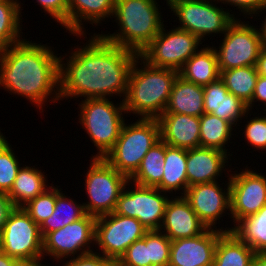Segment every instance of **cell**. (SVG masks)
Instances as JSON below:
<instances>
[{
    "label": "cell",
    "mask_w": 266,
    "mask_h": 266,
    "mask_svg": "<svg viewBox=\"0 0 266 266\" xmlns=\"http://www.w3.org/2000/svg\"><path fill=\"white\" fill-rule=\"evenodd\" d=\"M83 46H74L70 54L59 56V95L69 98L122 97L127 93L131 68L137 52L108 42L93 34ZM68 56V57H66ZM66 62H65V61Z\"/></svg>",
    "instance_id": "cell-1"
},
{
    "label": "cell",
    "mask_w": 266,
    "mask_h": 266,
    "mask_svg": "<svg viewBox=\"0 0 266 266\" xmlns=\"http://www.w3.org/2000/svg\"><path fill=\"white\" fill-rule=\"evenodd\" d=\"M52 49L23 39L0 52V89L26 98L40 113L47 102L60 101L59 56Z\"/></svg>",
    "instance_id": "cell-2"
},
{
    "label": "cell",
    "mask_w": 266,
    "mask_h": 266,
    "mask_svg": "<svg viewBox=\"0 0 266 266\" xmlns=\"http://www.w3.org/2000/svg\"><path fill=\"white\" fill-rule=\"evenodd\" d=\"M178 75L176 70L151 66L138 56L131 68L123 100L126 113L144 119L160 117Z\"/></svg>",
    "instance_id": "cell-3"
},
{
    "label": "cell",
    "mask_w": 266,
    "mask_h": 266,
    "mask_svg": "<svg viewBox=\"0 0 266 266\" xmlns=\"http://www.w3.org/2000/svg\"><path fill=\"white\" fill-rule=\"evenodd\" d=\"M157 0H115L112 18L118 31L99 34L108 42L138 54L157 36L163 26Z\"/></svg>",
    "instance_id": "cell-4"
},
{
    "label": "cell",
    "mask_w": 266,
    "mask_h": 266,
    "mask_svg": "<svg viewBox=\"0 0 266 266\" xmlns=\"http://www.w3.org/2000/svg\"><path fill=\"white\" fill-rule=\"evenodd\" d=\"M109 98L82 99L78 104V122L94 143L97 154L92 158H104L114 147L127 119L124 102L114 104ZM124 113V114H123ZM124 115V116H123Z\"/></svg>",
    "instance_id": "cell-5"
},
{
    "label": "cell",
    "mask_w": 266,
    "mask_h": 266,
    "mask_svg": "<svg viewBox=\"0 0 266 266\" xmlns=\"http://www.w3.org/2000/svg\"><path fill=\"white\" fill-rule=\"evenodd\" d=\"M124 123L114 147L104 159L118 172L130 178L140 167L147 152L160 141L157 119H135Z\"/></svg>",
    "instance_id": "cell-6"
},
{
    "label": "cell",
    "mask_w": 266,
    "mask_h": 266,
    "mask_svg": "<svg viewBox=\"0 0 266 266\" xmlns=\"http://www.w3.org/2000/svg\"><path fill=\"white\" fill-rule=\"evenodd\" d=\"M85 183V212L99 217L114 212L117 200L129 178L118 172L104 158H90Z\"/></svg>",
    "instance_id": "cell-7"
},
{
    "label": "cell",
    "mask_w": 266,
    "mask_h": 266,
    "mask_svg": "<svg viewBox=\"0 0 266 266\" xmlns=\"http://www.w3.org/2000/svg\"><path fill=\"white\" fill-rule=\"evenodd\" d=\"M218 3L216 0H185L175 3L169 8L173 11L172 15L177 16L174 22L177 19L179 21V25L174 27L196 35L201 41H205L204 38L209 35H223L237 17L229 8L227 10L221 4L220 7L217 6Z\"/></svg>",
    "instance_id": "cell-8"
},
{
    "label": "cell",
    "mask_w": 266,
    "mask_h": 266,
    "mask_svg": "<svg viewBox=\"0 0 266 266\" xmlns=\"http://www.w3.org/2000/svg\"><path fill=\"white\" fill-rule=\"evenodd\" d=\"M239 19L236 18L224 35H219L224 36L219 47H213L219 71L256 66L260 52L265 45L258 26L249 24L248 20L243 22L241 18Z\"/></svg>",
    "instance_id": "cell-9"
},
{
    "label": "cell",
    "mask_w": 266,
    "mask_h": 266,
    "mask_svg": "<svg viewBox=\"0 0 266 266\" xmlns=\"http://www.w3.org/2000/svg\"><path fill=\"white\" fill-rule=\"evenodd\" d=\"M164 27L165 24L139 56L151 66L179 72L204 41L186 30L173 26L168 31Z\"/></svg>",
    "instance_id": "cell-10"
},
{
    "label": "cell",
    "mask_w": 266,
    "mask_h": 266,
    "mask_svg": "<svg viewBox=\"0 0 266 266\" xmlns=\"http://www.w3.org/2000/svg\"><path fill=\"white\" fill-rule=\"evenodd\" d=\"M169 196L172 195L158 188L141 186L129 180L117 200L114 213L136 218L148 231L159 230Z\"/></svg>",
    "instance_id": "cell-11"
},
{
    "label": "cell",
    "mask_w": 266,
    "mask_h": 266,
    "mask_svg": "<svg viewBox=\"0 0 266 266\" xmlns=\"http://www.w3.org/2000/svg\"><path fill=\"white\" fill-rule=\"evenodd\" d=\"M95 222L96 217L86 213L81 219L47 233L43 237L44 258L50 256L56 263H62L70 256L73 258L94 252Z\"/></svg>",
    "instance_id": "cell-12"
},
{
    "label": "cell",
    "mask_w": 266,
    "mask_h": 266,
    "mask_svg": "<svg viewBox=\"0 0 266 266\" xmlns=\"http://www.w3.org/2000/svg\"><path fill=\"white\" fill-rule=\"evenodd\" d=\"M148 230L136 218L111 214L96 218L94 245L96 252L106 258L118 261L126 249ZM100 248V249H99Z\"/></svg>",
    "instance_id": "cell-13"
},
{
    "label": "cell",
    "mask_w": 266,
    "mask_h": 266,
    "mask_svg": "<svg viewBox=\"0 0 266 266\" xmlns=\"http://www.w3.org/2000/svg\"><path fill=\"white\" fill-rule=\"evenodd\" d=\"M0 250L13 258H44L40 227L22 207H15L0 233Z\"/></svg>",
    "instance_id": "cell-14"
},
{
    "label": "cell",
    "mask_w": 266,
    "mask_h": 266,
    "mask_svg": "<svg viewBox=\"0 0 266 266\" xmlns=\"http://www.w3.org/2000/svg\"><path fill=\"white\" fill-rule=\"evenodd\" d=\"M227 170L228 181H225L227 187L225 189L220 186L218 181L211 183H202L190 186L187 188L184 198L189 202L193 211L198 216L199 220L207 227L211 229H219L223 232L233 231L231 227H219L217 228V220L221 219L223 222V216L230 215V181L229 172ZM227 212V213H226Z\"/></svg>",
    "instance_id": "cell-15"
},
{
    "label": "cell",
    "mask_w": 266,
    "mask_h": 266,
    "mask_svg": "<svg viewBox=\"0 0 266 266\" xmlns=\"http://www.w3.org/2000/svg\"><path fill=\"white\" fill-rule=\"evenodd\" d=\"M249 168V169H248ZM230 219L235 226L243 218L257 213L266 204V176L247 167L230 171Z\"/></svg>",
    "instance_id": "cell-16"
},
{
    "label": "cell",
    "mask_w": 266,
    "mask_h": 266,
    "mask_svg": "<svg viewBox=\"0 0 266 266\" xmlns=\"http://www.w3.org/2000/svg\"><path fill=\"white\" fill-rule=\"evenodd\" d=\"M222 233L207 228L200 235L172 240L168 266H213L216 244Z\"/></svg>",
    "instance_id": "cell-17"
},
{
    "label": "cell",
    "mask_w": 266,
    "mask_h": 266,
    "mask_svg": "<svg viewBox=\"0 0 266 266\" xmlns=\"http://www.w3.org/2000/svg\"><path fill=\"white\" fill-rule=\"evenodd\" d=\"M233 154L215 148L197 147L187 149L186 173L188 187L218 181L226 172ZM229 156V157H228ZM227 165V166H226ZM227 167V168H226Z\"/></svg>",
    "instance_id": "cell-18"
},
{
    "label": "cell",
    "mask_w": 266,
    "mask_h": 266,
    "mask_svg": "<svg viewBox=\"0 0 266 266\" xmlns=\"http://www.w3.org/2000/svg\"><path fill=\"white\" fill-rule=\"evenodd\" d=\"M206 229L184 196L174 195L168 200L159 230L171 241L200 235Z\"/></svg>",
    "instance_id": "cell-19"
},
{
    "label": "cell",
    "mask_w": 266,
    "mask_h": 266,
    "mask_svg": "<svg viewBox=\"0 0 266 266\" xmlns=\"http://www.w3.org/2000/svg\"><path fill=\"white\" fill-rule=\"evenodd\" d=\"M204 89V113H210L230 122L235 128L243 118L249 119L248 106L239 98L229 93L224 82L219 78L209 83ZM240 122V123H239ZM237 125V126H236Z\"/></svg>",
    "instance_id": "cell-20"
},
{
    "label": "cell",
    "mask_w": 266,
    "mask_h": 266,
    "mask_svg": "<svg viewBox=\"0 0 266 266\" xmlns=\"http://www.w3.org/2000/svg\"><path fill=\"white\" fill-rule=\"evenodd\" d=\"M160 140L172 147H200V117L185 114H162L157 118Z\"/></svg>",
    "instance_id": "cell-21"
},
{
    "label": "cell",
    "mask_w": 266,
    "mask_h": 266,
    "mask_svg": "<svg viewBox=\"0 0 266 266\" xmlns=\"http://www.w3.org/2000/svg\"><path fill=\"white\" fill-rule=\"evenodd\" d=\"M115 0H69L67 11V31L70 35L82 38L86 35L85 24L99 26L112 18ZM86 22V23H84ZM99 24V25H98Z\"/></svg>",
    "instance_id": "cell-22"
},
{
    "label": "cell",
    "mask_w": 266,
    "mask_h": 266,
    "mask_svg": "<svg viewBox=\"0 0 266 266\" xmlns=\"http://www.w3.org/2000/svg\"><path fill=\"white\" fill-rule=\"evenodd\" d=\"M204 113L203 86L185 81L179 75L175 79L163 114H185L200 117Z\"/></svg>",
    "instance_id": "cell-23"
},
{
    "label": "cell",
    "mask_w": 266,
    "mask_h": 266,
    "mask_svg": "<svg viewBox=\"0 0 266 266\" xmlns=\"http://www.w3.org/2000/svg\"><path fill=\"white\" fill-rule=\"evenodd\" d=\"M207 46V47H206ZM179 76L185 81L206 86L220 78L218 61L213 45H205L184 64Z\"/></svg>",
    "instance_id": "cell-24"
},
{
    "label": "cell",
    "mask_w": 266,
    "mask_h": 266,
    "mask_svg": "<svg viewBox=\"0 0 266 266\" xmlns=\"http://www.w3.org/2000/svg\"><path fill=\"white\" fill-rule=\"evenodd\" d=\"M44 173L34 165L33 167L25 165L19 169L14 184L7 194L15 207L24 206L51 187L47 184L48 178Z\"/></svg>",
    "instance_id": "cell-25"
},
{
    "label": "cell",
    "mask_w": 266,
    "mask_h": 266,
    "mask_svg": "<svg viewBox=\"0 0 266 266\" xmlns=\"http://www.w3.org/2000/svg\"><path fill=\"white\" fill-rule=\"evenodd\" d=\"M186 161L187 149L166 144L162 181L157 188L162 192L172 194V196L181 190L179 196L180 194L183 196L188 188Z\"/></svg>",
    "instance_id": "cell-26"
},
{
    "label": "cell",
    "mask_w": 266,
    "mask_h": 266,
    "mask_svg": "<svg viewBox=\"0 0 266 266\" xmlns=\"http://www.w3.org/2000/svg\"><path fill=\"white\" fill-rule=\"evenodd\" d=\"M255 254L233 231L223 232L216 244L213 266H250Z\"/></svg>",
    "instance_id": "cell-27"
},
{
    "label": "cell",
    "mask_w": 266,
    "mask_h": 266,
    "mask_svg": "<svg viewBox=\"0 0 266 266\" xmlns=\"http://www.w3.org/2000/svg\"><path fill=\"white\" fill-rule=\"evenodd\" d=\"M233 127L225 119L210 113H203L200 116V147L215 148L229 154L227 146H230L228 143H233L230 142V138H233V131H236Z\"/></svg>",
    "instance_id": "cell-28"
},
{
    "label": "cell",
    "mask_w": 266,
    "mask_h": 266,
    "mask_svg": "<svg viewBox=\"0 0 266 266\" xmlns=\"http://www.w3.org/2000/svg\"><path fill=\"white\" fill-rule=\"evenodd\" d=\"M21 4L19 0H0V52L23 40Z\"/></svg>",
    "instance_id": "cell-29"
},
{
    "label": "cell",
    "mask_w": 266,
    "mask_h": 266,
    "mask_svg": "<svg viewBox=\"0 0 266 266\" xmlns=\"http://www.w3.org/2000/svg\"><path fill=\"white\" fill-rule=\"evenodd\" d=\"M165 154L166 143L160 140L147 152L129 180L141 186L157 188L162 181Z\"/></svg>",
    "instance_id": "cell-30"
},
{
    "label": "cell",
    "mask_w": 266,
    "mask_h": 266,
    "mask_svg": "<svg viewBox=\"0 0 266 266\" xmlns=\"http://www.w3.org/2000/svg\"><path fill=\"white\" fill-rule=\"evenodd\" d=\"M66 196L63 191L56 197L55 210L53 214L44 220L40 227L42 237L47 233L65 227L69 223L81 219L85 214L83 203Z\"/></svg>",
    "instance_id": "cell-31"
},
{
    "label": "cell",
    "mask_w": 266,
    "mask_h": 266,
    "mask_svg": "<svg viewBox=\"0 0 266 266\" xmlns=\"http://www.w3.org/2000/svg\"><path fill=\"white\" fill-rule=\"evenodd\" d=\"M220 79L229 93L233 94L246 105L252 101L258 79L256 66H245L220 71Z\"/></svg>",
    "instance_id": "cell-32"
},
{
    "label": "cell",
    "mask_w": 266,
    "mask_h": 266,
    "mask_svg": "<svg viewBox=\"0 0 266 266\" xmlns=\"http://www.w3.org/2000/svg\"><path fill=\"white\" fill-rule=\"evenodd\" d=\"M233 232L255 253H266V204L233 226Z\"/></svg>",
    "instance_id": "cell-33"
},
{
    "label": "cell",
    "mask_w": 266,
    "mask_h": 266,
    "mask_svg": "<svg viewBox=\"0 0 266 266\" xmlns=\"http://www.w3.org/2000/svg\"><path fill=\"white\" fill-rule=\"evenodd\" d=\"M0 130V192L8 194L22 163Z\"/></svg>",
    "instance_id": "cell-34"
},
{
    "label": "cell",
    "mask_w": 266,
    "mask_h": 266,
    "mask_svg": "<svg viewBox=\"0 0 266 266\" xmlns=\"http://www.w3.org/2000/svg\"><path fill=\"white\" fill-rule=\"evenodd\" d=\"M60 186L51 187L44 193L38 195L34 199L28 201L22 208L33 219L37 225L49 218L55 210L56 197L62 192Z\"/></svg>",
    "instance_id": "cell-35"
},
{
    "label": "cell",
    "mask_w": 266,
    "mask_h": 266,
    "mask_svg": "<svg viewBox=\"0 0 266 266\" xmlns=\"http://www.w3.org/2000/svg\"><path fill=\"white\" fill-rule=\"evenodd\" d=\"M171 240L160 230L148 231V253L151 266H168Z\"/></svg>",
    "instance_id": "cell-36"
},
{
    "label": "cell",
    "mask_w": 266,
    "mask_h": 266,
    "mask_svg": "<svg viewBox=\"0 0 266 266\" xmlns=\"http://www.w3.org/2000/svg\"><path fill=\"white\" fill-rule=\"evenodd\" d=\"M252 117L246 121V124L243 127V137L246 139L245 143L248 146H252L258 151H265L266 150V115ZM250 144V145H249Z\"/></svg>",
    "instance_id": "cell-37"
},
{
    "label": "cell",
    "mask_w": 266,
    "mask_h": 266,
    "mask_svg": "<svg viewBox=\"0 0 266 266\" xmlns=\"http://www.w3.org/2000/svg\"><path fill=\"white\" fill-rule=\"evenodd\" d=\"M117 266H151L148 253V231L143 238L130 245L116 262Z\"/></svg>",
    "instance_id": "cell-38"
},
{
    "label": "cell",
    "mask_w": 266,
    "mask_h": 266,
    "mask_svg": "<svg viewBox=\"0 0 266 266\" xmlns=\"http://www.w3.org/2000/svg\"><path fill=\"white\" fill-rule=\"evenodd\" d=\"M37 5H40L41 10L43 9L44 13L49 14L56 23L58 22L61 27L63 26L64 30L67 32V11L69 0H36Z\"/></svg>",
    "instance_id": "cell-39"
},
{
    "label": "cell",
    "mask_w": 266,
    "mask_h": 266,
    "mask_svg": "<svg viewBox=\"0 0 266 266\" xmlns=\"http://www.w3.org/2000/svg\"><path fill=\"white\" fill-rule=\"evenodd\" d=\"M62 266H117L116 261L96 253H88L82 256L73 257L66 260Z\"/></svg>",
    "instance_id": "cell-40"
},
{
    "label": "cell",
    "mask_w": 266,
    "mask_h": 266,
    "mask_svg": "<svg viewBox=\"0 0 266 266\" xmlns=\"http://www.w3.org/2000/svg\"><path fill=\"white\" fill-rule=\"evenodd\" d=\"M219 2H221V4L223 3L224 5H231L234 7H237V9H239V12L242 13V15L244 16V18L246 17V19L248 18H252L260 11V9L262 8V6L264 5V3L266 2V0H216ZM250 16V17H249Z\"/></svg>",
    "instance_id": "cell-41"
},
{
    "label": "cell",
    "mask_w": 266,
    "mask_h": 266,
    "mask_svg": "<svg viewBox=\"0 0 266 266\" xmlns=\"http://www.w3.org/2000/svg\"><path fill=\"white\" fill-rule=\"evenodd\" d=\"M256 102H260L262 104H260L264 109H266V77L260 76L258 75V79L256 82V86H255V90L252 96V101L247 105L248 106V110L252 113L253 111V107L256 108V110L258 109L257 106H255V104L257 105ZM265 106V107H264ZM252 110V111H251Z\"/></svg>",
    "instance_id": "cell-42"
},
{
    "label": "cell",
    "mask_w": 266,
    "mask_h": 266,
    "mask_svg": "<svg viewBox=\"0 0 266 266\" xmlns=\"http://www.w3.org/2000/svg\"><path fill=\"white\" fill-rule=\"evenodd\" d=\"M15 206L6 193L0 192V233L5 227L6 221Z\"/></svg>",
    "instance_id": "cell-43"
},
{
    "label": "cell",
    "mask_w": 266,
    "mask_h": 266,
    "mask_svg": "<svg viewBox=\"0 0 266 266\" xmlns=\"http://www.w3.org/2000/svg\"><path fill=\"white\" fill-rule=\"evenodd\" d=\"M44 258H18L15 259L12 266H48L42 264Z\"/></svg>",
    "instance_id": "cell-44"
},
{
    "label": "cell",
    "mask_w": 266,
    "mask_h": 266,
    "mask_svg": "<svg viewBox=\"0 0 266 266\" xmlns=\"http://www.w3.org/2000/svg\"><path fill=\"white\" fill-rule=\"evenodd\" d=\"M258 75L266 77V45L263 46L256 64Z\"/></svg>",
    "instance_id": "cell-45"
},
{
    "label": "cell",
    "mask_w": 266,
    "mask_h": 266,
    "mask_svg": "<svg viewBox=\"0 0 266 266\" xmlns=\"http://www.w3.org/2000/svg\"><path fill=\"white\" fill-rule=\"evenodd\" d=\"M266 9V2L264 3V5L262 6V8L260 9V11L255 15V17L254 18H256V16L257 17H259V16H261L262 14H264V12L266 11L265 10ZM264 10V11H263ZM263 11V12H262ZM262 12V13H261ZM260 13H261V15H260ZM265 17H264V21H262V23H261V27L260 26H258L259 28V31H260V35L262 36V40L264 41V44L266 45V15H264Z\"/></svg>",
    "instance_id": "cell-46"
},
{
    "label": "cell",
    "mask_w": 266,
    "mask_h": 266,
    "mask_svg": "<svg viewBox=\"0 0 266 266\" xmlns=\"http://www.w3.org/2000/svg\"><path fill=\"white\" fill-rule=\"evenodd\" d=\"M250 266H266V253H256Z\"/></svg>",
    "instance_id": "cell-47"
},
{
    "label": "cell",
    "mask_w": 266,
    "mask_h": 266,
    "mask_svg": "<svg viewBox=\"0 0 266 266\" xmlns=\"http://www.w3.org/2000/svg\"><path fill=\"white\" fill-rule=\"evenodd\" d=\"M15 259L0 250V266H12Z\"/></svg>",
    "instance_id": "cell-48"
},
{
    "label": "cell",
    "mask_w": 266,
    "mask_h": 266,
    "mask_svg": "<svg viewBox=\"0 0 266 266\" xmlns=\"http://www.w3.org/2000/svg\"><path fill=\"white\" fill-rule=\"evenodd\" d=\"M165 1H166L167 6L170 8L175 3L180 2V1H185V0H165Z\"/></svg>",
    "instance_id": "cell-49"
}]
</instances>
